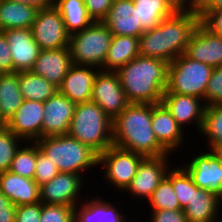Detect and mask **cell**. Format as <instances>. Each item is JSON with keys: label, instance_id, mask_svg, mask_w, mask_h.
I'll list each match as a JSON object with an SVG mask.
<instances>
[{"label": "cell", "instance_id": "6da1fadb", "mask_svg": "<svg viewBox=\"0 0 222 222\" xmlns=\"http://www.w3.org/2000/svg\"><path fill=\"white\" fill-rule=\"evenodd\" d=\"M200 23L198 10L174 12L155 28L139 37V56L161 59L171 63L184 54L190 37Z\"/></svg>", "mask_w": 222, "mask_h": 222}, {"label": "cell", "instance_id": "7a4b0ae2", "mask_svg": "<svg viewBox=\"0 0 222 222\" xmlns=\"http://www.w3.org/2000/svg\"><path fill=\"white\" fill-rule=\"evenodd\" d=\"M169 63L137 56L115 72L129 103L158 104L167 86Z\"/></svg>", "mask_w": 222, "mask_h": 222}, {"label": "cell", "instance_id": "3957f363", "mask_svg": "<svg viewBox=\"0 0 222 222\" xmlns=\"http://www.w3.org/2000/svg\"><path fill=\"white\" fill-rule=\"evenodd\" d=\"M113 145L144 157L170 154L157 140L151 124V104L130 103L113 121Z\"/></svg>", "mask_w": 222, "mask_h": 222}, {"label": "cell", "instance_id": "277c9868", "mask_svg": "<svg viewBox=\"0 0 222 222\" xmlns=\"http://www.w3.org/2000/svg\"><path fill=\"white\" fill-rule=\"evenodd\" d=\"M112 121L97 103H78L68 135L100 154L113 145Z\"/></svg>", "mask_w": 222, "mask_h": 222}, {"label": "cell", "instance_id": "5b68a950", "mask_svg": "<svg viewBox=\"0 0 222 222\" xmlns=\"http://www.w3.org/2000/svg\"><path fill=\"white\" fill-rule=\"evenodd\" d=\"M35 142L39 150L55 163L60 172L83 175L84 170L98 167L99 154L68 134L41 137Z\"/></svg>", "mask_w": 222, "mask_h": 222}, {"label": "cell", "instance_id": "8992f818", "mask_svg": "<svg viewBox=\"0 0 222 222\" xmlns=\"http://www.w3.org/2000/svg\"><path fill=\"white\" fill-rule=\"evenodd\" d=\"M213 67L189 58L185 53L168 66L167 86L164 93L198 97L205 103V91Z\"/></svg>", "mask_w": 222, "mask_h": 222}, {"label": "cell", "instance_id": "52a82bcc", "mask_svg": "<svg viewBox=\"0 0 222 222\" xmlns=\"http://www.w3.org/2000/svg\"><path fill=\"white\" fill-rule=\"evenodd\" d=\"M113 35L102 21L69 36L73 64L102 68Z\"/></svg>", "mask_w": 222, "mask_h": 222}, {"label": "cell", "instance_id": "ba28073f", "mask_svg": "<svg viewBox=\"0 0 222 222\" xmlns=\"http://www.w3.org/2000/svg\"><path fill=\"white\" fill-rule=\"evenodd\" d=\"M145 157L132 151L111 145L99 154L98 165L105 171V181H108L114 189L125 192L136 175L140 162Z\"/></svg>", "mask_w": 222, "mask_h": 222}, {"label": "cell", "instance_id": "9c48e42d", "mask_svg": "<svg viewBox=\"0 0 222 222\" xmlns=\"http://www.w3.org/2000/svg\"><path fill=\"white\" fill-rule=\"evenodd\" d=\"M31 31L40 50L69 47L70 35L66 32L61 14L54 6L38 9Z\"/></svg>", "mask_w": 222, "mask_h": 222}, {"label": "cell", "instance_id": "30bf717a", "mask_svg": "<svg viewBox=\"0 0 222 222\" xmlns=\"http://www.w3.org/2000/svg\"><path fill=\"white\" fill-rule=\"evenodd\" d=\"M91 101L97 103L112 120L130 104L117 73L100 69L94 79Z\"/></svg>", "mask_w": 222, "mask_h": 222}, {"label": "cell", "instance_id": "8fae6325", "mask_svg": "<svg viewBox=\"0 0 222 222\" xmlns=\"http://www.w3.org/2000/svg\"><path fill=\"white\" fill-rule=\"evenodd\" d=\"M84 180V175L81 174L59 172L52 180L39 187L40 202L75 207L83 200L80 196Z\"/></svg>", "mask_w": 222, "mask_h": 222}, {"label": "cell", "instance_id": "7c38bea8", "mask_svg": "<svg viewBox=\"0 0 222 222\" xmlns=\"http://www.w3.org/2000/svg\"><path fill=\"white\" fill-rule=\"evenodd\" d=\"M169 154L160 157H145L137 168L136 175L125 191L133 198L149 199L159 183L170 170Z\"/></svg>", "mask_w": 222, "mask_h": 222}, {"label": "cell", "instance_id": "4fadbf2b", "mask_svg": "<svg viewBox=\"0 0 222 222\" xmlns=\"http://www.w3.org/2000/svg\"><path fill=\"white\" fill-rule=\"evenodd\" d=\"M43 118L44 102L23 100L6 126L24 142H35L42 137Z\"/></svg>", "mask_w": 222, "mask_h": 222}, {"label": "cell", "instance_id": "5bb4252c", "mask_svg": "<svg viewBox=\"0 0 222 222\" xmlns=\"http://www.w3.org/2000/svg\"><path fill=\"white\" fill-rule=\"evenodd\" d=\"M209 151L196 154L188 164L183 167L198 186L219 196L222 191V165L215 155Z\"/></svg>", "mask_w": 222, "mask_h": 222}, {"label": "cell", "instance_id": "9a60e30c", "mask_svg": "<svg viewBox=\"0 0 222 222\" xmlns=\"http://www.w3.org/2000/svg\"><path fill=\"white\" fill-rule=\"evenodd\" d=\"M76 104L57 91L44 102L42 137L67 135Z\"/></svg>", "mask_w": 222, "mask_h": 222}, {"label": "cell", "instance_id": "2e32d148", "mask_svg": "<svg viewBox=\"0 0 222 222\" xmlns=\"http://www.w3.org/2000/svg\"><path fill=\"white\" fill-rule=\"evenodd\" d=\"M185 54L214 67L222 66V36L212 33L201 22L193 31Z\"/></svg>", "mask_w": 222, "mask_h": 222}, {"label": "cell", "instance_id": "e0dca14e", "mask_svg": "<svg viewBox=\"0 0 222 222\" xmlns=\"http://www.w3.org/2000/svg\"><path fill=\"white\" fill-rule=\"evenodd\" d=\"M9 44L13 73L31 71L40 48L29 28H14L3 31Z\"/></svg>", "mask_w": 222, "mask_h": 222}, {"label": "cell", "instance_id": "ac0fdd59", "mask_svg": "<svg viewBox=\"0 0 222 222\" xmlns=\"http://www.w3.org/2000/svg\"><path fill=\"white\" fill-rule=\"evenodd\" d=\"M202 101V99L195 96L175 93H164L162 97V103L183 131H185V126L193 123L199 134L202 129L206 107Z\"/></svg>", "mask_w": 222, "mask_h": 222}, {"label": "cell", "instance_id": "d6986e66", "mask_svg": "<svg viewBox=\"0 0 222 222\" xmlns=\"http://www.w3.org/2000/svg\"><path fill=\"white\" fill-rule=\"evenodd\" d=\"M102 22L112 35L139 38L144 33L133 0H113L108 14Z\"/></svg>", "mask_w": 222, "mask_h": 222}, {"label": "cell", "instance_id": "ffe728a7", "mask_svg": "<svg viewBox=\"0 0 222 222\" xmlns=\"http://www.w3.org/2000/svg\"><path fill=\"white\" fill-rule=\"evenodd\" d=\"M99 68L72 64L58 91L75 104L91 101L92 88Z\"/></svg>", "mask_w": 222, "mask_h": 222}, {"label": "cell", "instance_id": "44dd1931", "mask_svg": "<svg viewBox=\"0 0 222 222\" xmlns=\"http://www.w3.org/2000/svg\"><path fill=\"white\" fill-rule=\"evenodd\" d=\"M151 124L158 142L169 153L178 151L185 133L162 102L151 104Z\"/></svg>", "mask_w": 222, "mask_h": 222}, {"label": "cell", "instance_id": "7402d4cb", "mask_svg": "<svg viewBox=\"0 0 222 222\" xmlns=\"http://www.w3.org/2000/svg\"><path fill=\"white\" fill-rule=\"evenodd\" d=\"M72 64L69 47L40 50L31 71L59 88Z\"/></svg>", "mask_w": 222, "mask_h": 222}, {"label": "cell", "instance_id": "603a6c76", "mask_svg": "<svg viewBox=\"0 0 222 222\" xmlns=\"http://www.w3.org/2000/svg\"><path fill=\"white\" fill-rule=\"evenodd\" d=\"M0 191L15 206L40 202L39 186L34 179L10 171L0 173Z\"/></svg>", "mask_w": 222, "mask_h": 222}, {"label": "cell", "instance_id": "cb8c5ba5", "mask_svg": "<svg viewBox=\"0 0 222 222\" xmlns=\"http://www.w3.org/2000/svg\"><path fill=\"white\" fill-rule=\"evenodd\" d=\"M91 198L74 207V222H127V215L122 213L124 208L118 210V206L100 196Z\"/></svg>", "mask_w": 222, "mask_h": 222}, {"label": "cell", "instance_id": "d4e9b609", "mask_svg": "<svg viewBox=\"0 0 222 222\" xmlns=\"http://www.w3.org/2000/svg\"><path fill=\"white\" fill-rule=\"evenodd\" d=\"M218 196L208 190L198 188L192 180V197L184 209L188 222H219Z\"/></svg>", "mask_w": 222, "mask_h": 222}, {"label": "cell", "instance_id": "484cf974", "mask_svg": "<svg viewBox=\"0 0 222 222\" xmlns=\"http://www.w3.org/2000/svg\"><path fill=\"white\" fill-rule=\"evenodd\" d=\"M139 38L113 35L107 56L100 70L116 71L139 56Z\"/></svg>", "mask_w": 222, "mask_h": 222}, {"label": "cell", "instance_id": "4316f807", "mask_svg": "<svg viewBox=\"0 0 222 222\" xmlns=\"http://www.w3.org/2000/svg\"><path fill=\"white\" fill-rule=\"evenodd\" d=\"M38 9L32 5L0 0V31L14 28L31 29Z\"/></svg>", "mask_w": 222, "mask_h": 222}, {"label": "cell", "instance_id": "83f0119b", "mask_svg": "<svg viewBox=\"0 0 222 222\" xmlns=\"http://www.w3.org/2000/svg\"><path fill=\"white\" fill-rule=\"evenodd\" d=\"M54 7L61 14L69 35L82 31L94 22L87 13L84 0H55Z\"/></svg>", "mask_w": 222, "mask_h": 222}, {"label": "cell", "instance_id": "f1b7e54d", "mask_svg": "<svg viewBox=\"0 0 222 222\" xmlns=\"http://www.w3.org/2000/svg\"><path fill=\"white\" fill-rule=\"evenodd\" d=\"M23 100L19 87V72L0 74V117L7 122L22 105Z\"/></svg>", "mask_w": 222, "mask_h": 222}, {"label": "cell", "instance_id": "f546056e", "mask_svg": "<svg viewBox=\"0 0 222 222\" xmlns=\"http://www.w3.org/2000/svg\"><path fill=\"white\" fill-rule=\"evenodd\" d=\"M19 87L24 100L45 102L58 88L32 71L19 72Z\"/></svg>", "mask_w": 222, "mask_h": 222}, {"label": "cell", "instance_id": "4dcf8cb0", "mask_svg": "<svg viewBox=\"0 0 222 222\" xmlns=\"http://www.w3.org/2000/svg\"><path fill=\"white\" fill-rule=\"evenodd\" d=\"M133 2L144 32L155 28L164 18L174 13L164 0H133Z\"/></svg>", "mask_w": 222, "mask_h": 222}, {"label": "cell", "instance_id": "1f68e13d", "mask_svg": "<svg viewBox=\"0 0 222 222\" xmlns=\"http://www.w3.org/2000/svg\"><path fill=\"white\" fill-rule=\"evenodd\" d=\"M208 141L207 148L222 147V104L205 107L200 131Z\"/></svg>", "mask_w": 222, "mask_h": 222}, {"label": "cell", "instance_id": "d6a6232c", "mask_svg": "<svg viewBox=\"0 0 222 222\" xmlns=\"http://www.w3.org/2000/svg\"><path fill=\"white\" fill-rule=\"evenodd\" d=\"M29 143V145H28ZM15 152L9 171L25 178L34 179L37 161L36 142H23ZM26 144V145H25Z\"/></svg>", "mask_w": 222, "mask_h": 222}, {"label": "cell", "instance_id": "836d02e7", "mask_svg": "<svg viewBox=\"0 0 222 222\" xmlns=\"http://www.w3.org/2000/svg\"><path fill=\"white\" fill-rule=\"evenodd\" d=\"M150 210H177L180 203L173 190L172 183L165 177L147 200Z\"/></svg>", "mask_w": 222, "mask_h": 222}, {"label": "cell", "instance_id": "e575fe53", "mask_svg": "<svg viewBox=\"0 0 222 222\" xmlns=\"http://www.w3.org/2000/svg\"><path fill=\"white\" fill-rule=\"evenodd\" d=\"M166 178L172 183L173 190L179 200L180 208L185 209L187 202L192 197V178L188 172L179 166L170 168L167 172Z\"/></svg>", "mask_w": 222, "mask_h": 222}, {"label": "cell", "instance_id": "d590c367", "mask_svg": "<svg viewBox=\"0 0 222 222\" xmlns=\"http://www.w3.org/2000/svg\"><path fill=\"white\" fill-rule=\"evenodd\" d=\"M21 141L24 142L7 126L0 130V173L9 171L15 152L22 145Z\"/></svg>", "mask_w": 222, "mask_h": 222}, {"label": "cell", "instance_id": "8d00e7d4", "mask_svg": "<svg viewBox=\"0 0 222 222\" xmlns=\"http://www.w3.org/2000/svg\"><path fill=\"white\" fill-rule=\"evenodd\" d=\"M74 209L73 206L42 203L40 222H74Z\"/></svg>", "mask_w": 222, "mask_h": 222}, {"label": "cell", "instance_id": "74e56055", "mask_svg": "<svg viewBox=\"0 0 222 222\" xmlns=\"http://www.w3.org/2000/svg\"><path fill=\"white\" fill-rule=\"evenodd\" d=\"M59 169L49 157L44 155L37 145V161L35 167L34 181L38 186L52 180L55 176L59 174Z\"/></svg>", "mask_w": 222, "mask_h": 222}, {"label": "cell", "instance_id": "f35d334b", "mask_svg": "<svg viewBox=\"0 0 222 222\" xmlns=\"http://www.w3.org/2000/svg\"><path fill=\"white\" fill-rule=\"evenodd\" d=\"M222 104V66L214 67L205 91V105Z\"/></svg>", "mask_w": 222, "mask_h": 222}, {"label": "cell", "instance_id": "ab89813d", "mask_svg": "<svg viewBox=\"0 0 222 222\" xmlns=\"http://www.w3.org/2000/svg\"><path fill=\"white\" fill-rule=\"evenodd\" d=\"M42 203L16 206L15 222H40Z\"/></svg>", "mask_w": 222, "mask_h": 222}, {"label": "cell", "instance_id": "60d3db41", "mask_svg": "<svg viewBox=\"0 0 222 222\" xmlns=\"http://www.w3.org/2000/svg\"><path fill=\"white\" fill-rule=\"evenodd\" d=\"M113 0H84L89 17L94 21H103Z\"/></svg>", "mask_w": 222, "mask_h": 222}, {"label": "cell", "instance_id": "b9f144b4", "mask_svg": "<svg viewBox=\"0 0 222 222\" xmlns=\"http://www.w3.org/2000/svg\"><path fill=\"white\" fill-rule=\"evenodd\" d=\"M149 222H188L183 209L151 210Z\"/></svg>", "mask_w": 222, "mask_h": 222}, {"label": "cell", "instance_id": "7bdbcfd3", "mask_svg": "<svg viewBox=\"0 0 222 222\" xmlns=\"http://www.w3.org/2000/svg\"><path fill=\"white\" fill-rule=\"evenodd\" d=\"M13 73L12 56L3 31H0V74Z\"/></svg>", "mask_w": 222, "mask_h": 222}, {"label": "cell", "instance_id": "ee69618b", "mask_svg": "<svg viewBox=\"0 0 222 222\" xmlns=\"http://www.w3.org/2000/svg\"><path fill=\"white\" fill-rule=\"evenodd\" d=\"M200 22L212 33L222 36V9L209 11Z\"/></svg>", "mask_w": 222, "mask_h": 222}, {"label": "cell", "instance_id": "f6af8a7d", "mask_svg": "<svg viewBox=\"0 0 222 222\" xmlns=\"http://www.w3.org/2000/svg\"><path fill=\"white\" fill-rule=\"evenodd\" d=\"M16 206L0 191V222H15Z\"/></svg>", "mask_w": 222, "mask_h": 222}, {"label": "cell", "instance_id": "bcb514c9", "mask_svg": "<svg viewBox=\"0 0 222 222\" xmlns=\"http://www.w3.org/2000/svg\"><path fill=\"white\" fill-rule=\"evenodd\" d=\"M174 12H187L197 9V0H164Z\"/></svg>", "mask_w": 222, "mask_h": 222}, {"label": "cell", "instance_id": "7dc6e473", "mask_svg": "<svg viewBox=\"0 0 222 222\" xmlns=\"http://www.w3.org/2000/svg\"><path fill=\"white\" fill-rule=\"evenodd\" d=\"M222 9V0H197V10L200 20L211 10Z\"/></svg>", "mask_w": 222, "mask_h": 222}, {"label": "cell", "instance_id": "c3c4849f", "mask_svg": "<svg viewBox=\"0 0 222 222\" xmlns=\"http://www.w3.org/2000/svg\"><path fill=\"white\" fill-rule=\"evenodd\" d=\"M14 2H20L32 5L37 9L49 8L55 5V0H10Z\"/></svg>", "mask_w": 222, "mask_h": 222}, {"label": "cell", "instance_id": "681fc988", "mask_svg": "<svg viewBox=\"0 0 222 222\" xmlns=\"http://www.w3.org/2000/svg\"><path fill=\"white\" fill-rule=\"evenodd\" d=\"M215 155L218 157L221 165H222V147H215L211 149Z\"/></svg>", "mask_w": 222, "mask_h": 222}, {"label": "cell", "instance_id": "f907efd6", "mask_svg": "<svg viewBox=\"0 0 222 222\" xmlns=\"http://www.w3.org/2000/svg\"><path fill=\"white\" fill-rule=\"evenodd\" d=\"M6 126V122L0 117V130Z\"/></svg>", "mask_w": 222, "mask_h": 222}, {"label": "cell", "instance_id": "816d5d0a", "mask_svg": "<svg viewBox=\"0 0 222 222\" xmlns=\"http://www.w3.org/2000/svg\"><path fill=\"white\" fill-rule=\"evenodd\" d=\"M218 201H219V210H221L220 208H222V191L221 194L218 196Z\"/></svg>", "mask_w": 222, "mask_h": 222}]
</instances>
